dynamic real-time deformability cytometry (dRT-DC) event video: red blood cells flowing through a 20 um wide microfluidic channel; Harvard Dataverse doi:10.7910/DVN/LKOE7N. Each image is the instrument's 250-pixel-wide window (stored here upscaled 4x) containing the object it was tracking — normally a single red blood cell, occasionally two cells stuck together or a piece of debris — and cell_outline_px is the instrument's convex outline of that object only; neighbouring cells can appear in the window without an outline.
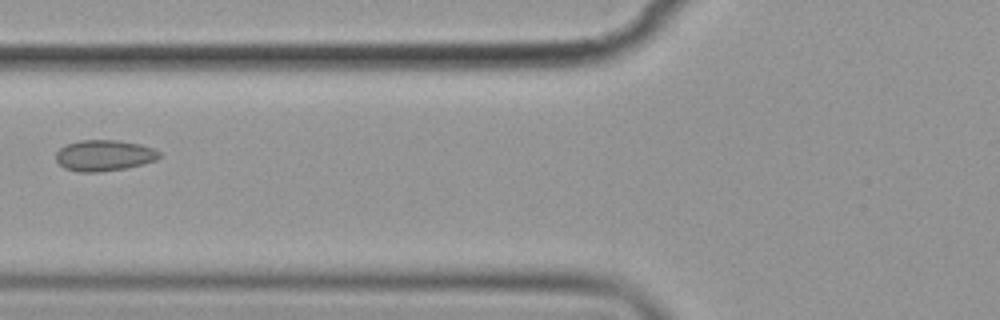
{"species": "common noctule bat (a hibernating species)", "species_latin": "Nyctalus noctula", "temperature_condition": "cold", "stored_images_in_passage": 10, "camera_frame_rate_fps": 3000, "um_per_image_px": 0.085, "animal": {"sex": "female", "body_mass_g": 19.9}, "frame": {"image": 1, "passage_image": 6, "time_ms": 6.0, "image_size_px": [1000, 320], "cell_outline_px": [[160, 156], [156, 160], [144, 164], [124, 168], [100, 172], [80, 172], [64, 168], [56, 160], [56, 152], [60, 148], [68, 144], [80, 140], [116, 140], [140, 144], [152, 148], [160, 152]], "centroid_in_image_um": [8.85, 13.21], "position_along_channel_um": 116.9, "area_um2": 18.61}}
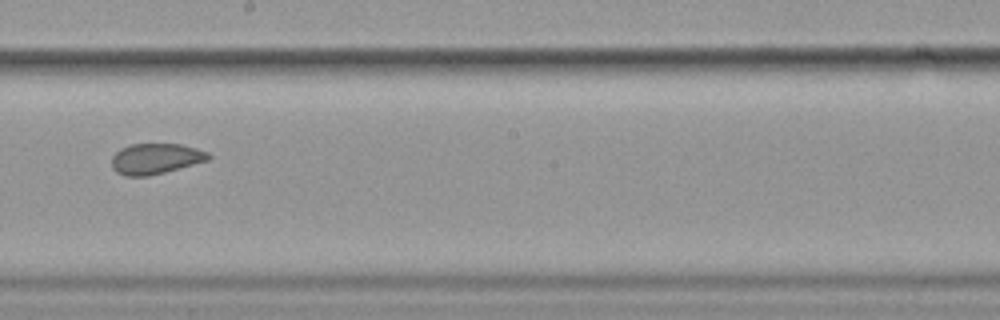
{"frame": {"image": 2, "passage_image": 9, "time_ms": 9.333, "image_size_px": [1000, 320], "cell_outline_px": [[212, 156], [208, 160], [164, 172], [148, 176], [128, 176], [116, 172], [112, 168], [112, 156], [120, 148], [132, 144], [180, 144], [196, 148], [208, 152]], "centroid_in_image_um": [13.21, 13.48], "position_along_channel_um": 235.0, "area_um2": 17.17}}
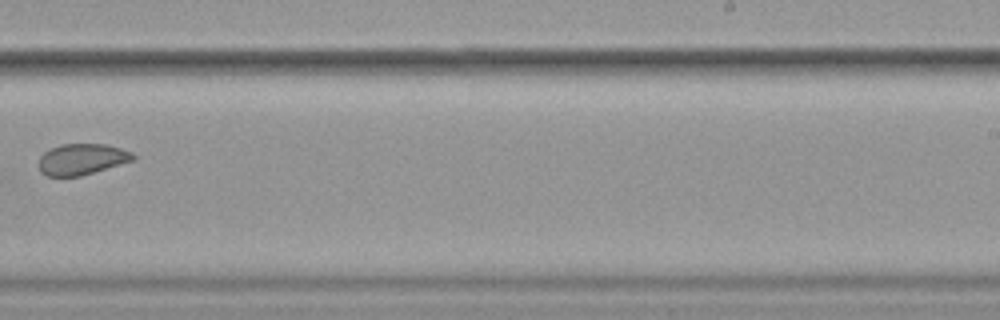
{"frame": {"image": 3, "passage_image": 10, "time_ms": 10.667, "image_size_px": [1000, 320], "cell_outline_px": [[136, 160], [80, 176], [48, 176], [40, 172], [36, 164], [40, 156], [44, 152], [60, 144], [108, 144], [132, 152], [136, 156]], "centroid_in_image_um": [6.95, 13.53], "position_along_channel_um": 282.1, "area_um2": 17.34}}